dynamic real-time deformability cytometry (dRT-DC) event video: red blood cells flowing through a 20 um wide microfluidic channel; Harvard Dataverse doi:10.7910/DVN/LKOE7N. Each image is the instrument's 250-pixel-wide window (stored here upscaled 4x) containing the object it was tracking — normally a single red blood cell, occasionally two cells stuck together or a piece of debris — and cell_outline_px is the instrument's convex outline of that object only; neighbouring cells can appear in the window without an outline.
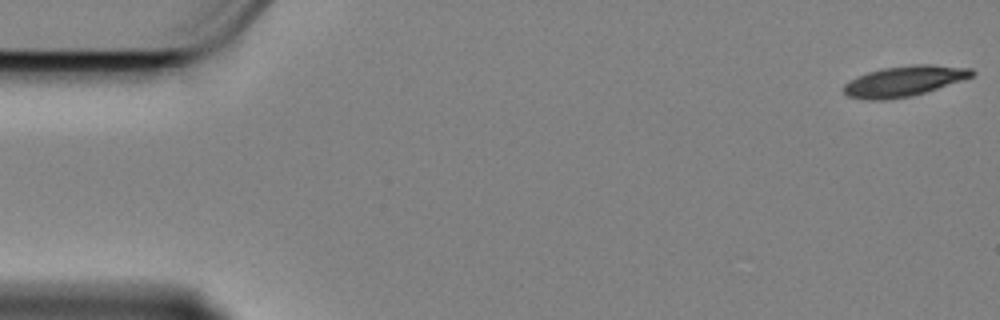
{"species": "Egyptian fruit bat (a non-hibernating species)", "species_latin": "Rousettus aegyptiacus", "temperature_condition": "cold", "stored_images_in_passage": 58, "camera_frame_rate_fps": 3000, "um_per_image_px": 0.085, "animal": {"sex": "female"}, "frame": {"image": 1, "passage_image": 1, "time_ms": 0.0, "image_size_px": [1000, 320], "cell_outline_px": [[976, 72], [972, 76], [912, 96], [884, 100], [864, 100], [848, 96], [844, 92], [844, 84], [856, 76], [880, 68], [912, 64], [932, 64], [972, 68]], "centroid_in_image_um": [76.81, 6.88], "position_along_channel_um": 8.2, "area_um2": 22.72}}
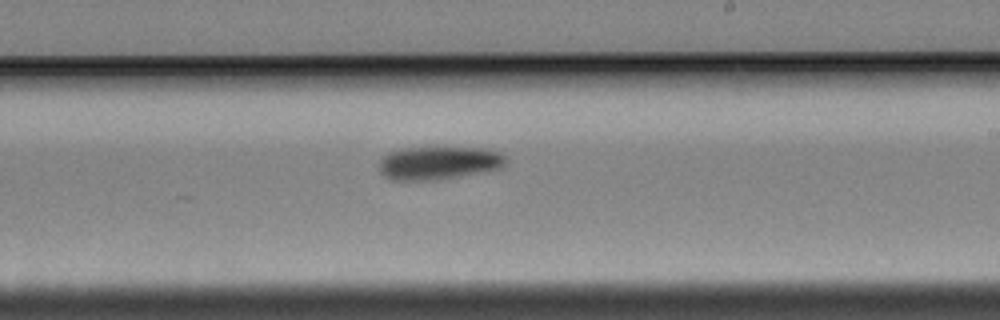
{"frame": {"image": 2, "passage_image": 34, "time_ms": 11.0, "image_size_px": [1000, 320], "cell_outline_px": [[508, 160], [504, 168], [484, 172], [460, 176], [432, 180], [392, 180], [384, 176], [380, 172], [380, 156], [388, 152], [400, 148], [436, 144], [484, 148], [500, 152]], "centroid_in_image_um": [37.31, 13.78], "position_along_channel_um": 251.7, "area_um2": 25.95}}
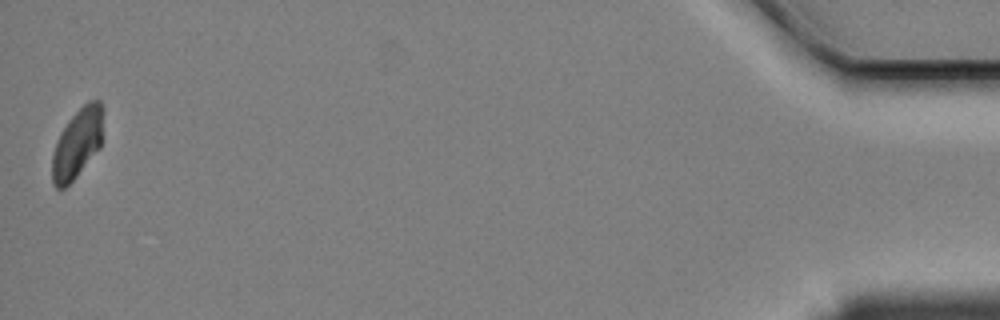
{"frame": {"image": 3, "passage_image": 58, "time_ms": 19.0, "image_size_px": [1000, 320], "cell_outline_px": [[104, 140], [100, 148], [76, 176], [64, 188], [56, 188], [52, 184], [52, 152], [56, 140], [60, 132], [68, 120], [88, 100], [100, 100], [104, 108]], "centroid_in_image_um": [6.61, 12.14], "position_along_channel_um": 428.6, "area_um2": 21.27}, "authors_computed_cell_mechanics": {"area_um2": 23.8714, "velocity_mm_per_s": 3.3801, "shape_relaxation_time_tau1_ms": 3.9484, "shape_relaxation_time_tau2_ms": null, "deformation_change_tau1": 0.1283, "deformation_change_tau2": null}}